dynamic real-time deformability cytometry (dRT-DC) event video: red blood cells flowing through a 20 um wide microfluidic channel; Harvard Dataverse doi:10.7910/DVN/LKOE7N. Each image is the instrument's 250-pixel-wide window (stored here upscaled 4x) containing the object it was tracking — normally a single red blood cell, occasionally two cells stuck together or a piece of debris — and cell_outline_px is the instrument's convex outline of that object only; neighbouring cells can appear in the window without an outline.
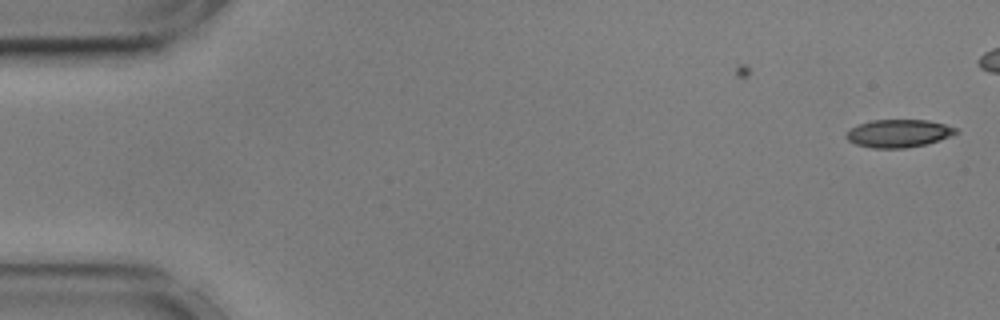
{"species": "common noctule bat (a hibernating species)", "species_latin": "Nyctalus noctula", "temperature_condition": "cold", "stored_images_in_passage": 15, "camera_frame_rate_fps": 3000, "um_per_image_px": 0.085, "animal": {"sex": "male", "body_mass_g": 17.9, "forearm_length_mm": 54.2}, "frame": {"image": 1, "passage_image": 1, "time_ms": 0.0, "image_size_px": [1000, 320], "cell_outline_px": [[960, 132], [952, 136], [924, 144], [904, 148], [872, 148], [856, 144], [848, 140], [844, 136], [852, 128], [860, 124], [872, 120], [928, 120], [944, 124], [956, 128]], "centroid_in_image_um": [76.4, 11.33], "position_along_channel_um": 8.6, "area_um2": 17.63}}